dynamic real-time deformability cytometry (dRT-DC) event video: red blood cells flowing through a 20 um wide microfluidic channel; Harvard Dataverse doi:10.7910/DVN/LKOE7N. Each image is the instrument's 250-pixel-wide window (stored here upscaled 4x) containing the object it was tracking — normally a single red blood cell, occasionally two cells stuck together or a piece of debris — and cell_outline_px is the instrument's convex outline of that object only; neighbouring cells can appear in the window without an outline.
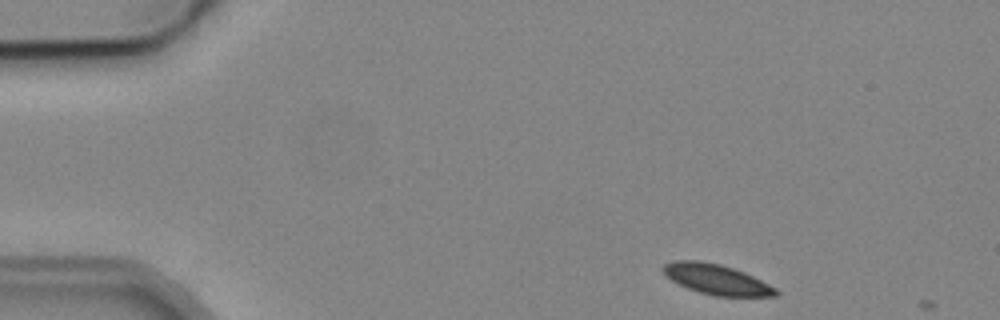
{"species": "common noctule bat (a hibernating species)", "species_latin": "Nyctalus noctula", "temperature_condition": "cold", "stored_images_in_passage": 3, "camera_frame_rate_fps": 3000, "um_per_image_px": 0.085, "animal": {"sex": "male", "body_mass_g": 19.2, "forearm_length_mm": 51.8}, "frame": {"image": 1, "passage_image": 1, "time_ms": 0.0, "image_size_px": [1000, 320], "cell_outline_px": [[780, 292], [776, 296], [716, 296], [700, 292], [688, 288], [672, 280], [660, 268], [664, 264], [676, 260], [700, 260], [720, 264], [744, 272], [776, 288]], "centroid_in_image_um": [60.9, 23.74], "position_along_channel_um": 24.1, "area_um2": 19.59}}